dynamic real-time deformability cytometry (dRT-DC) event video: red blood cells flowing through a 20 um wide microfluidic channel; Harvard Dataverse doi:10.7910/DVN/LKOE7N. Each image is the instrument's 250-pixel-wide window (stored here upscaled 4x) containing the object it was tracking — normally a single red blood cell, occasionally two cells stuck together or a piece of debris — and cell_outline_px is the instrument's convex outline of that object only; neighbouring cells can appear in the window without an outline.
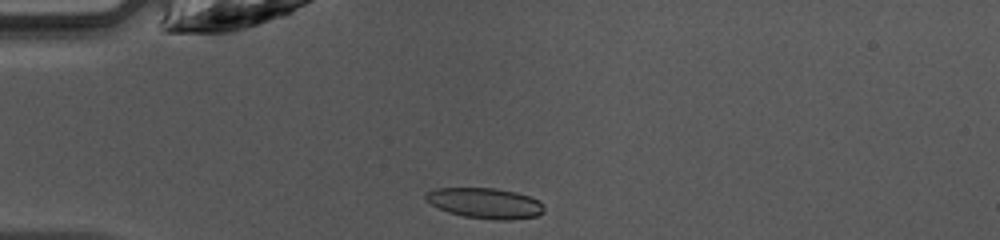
{"species": "common noctule bat (a hibernating species)", "species_latin": "Nyctalus noctula", "temperature_condition": "warm", "stored_images_in_passage": 36, "camera_frame_rate_fps": 3000, "um_per_image_px": 0.085, "animal": {"sex": "female", "body_mass_g": 10.0, "forearm_length_mm": 53.1}, "frame": {"image": 1, "passage_image": 1, "time_ms": 0.0, "image_size_px": [1000, 240], "cell_outline_px": [[544, 212], [536, 216], [512, 220], [492, 220], [464, 216], [448, 212], [424, 200], [424, 196], [432, 188], [496, 188], [516, 192], [540, 200], [544, 208]], "centroid_in_image_um": [41.24, 17.27], "position_along_channel_um": 43.8, "area_um2": 21.15}}
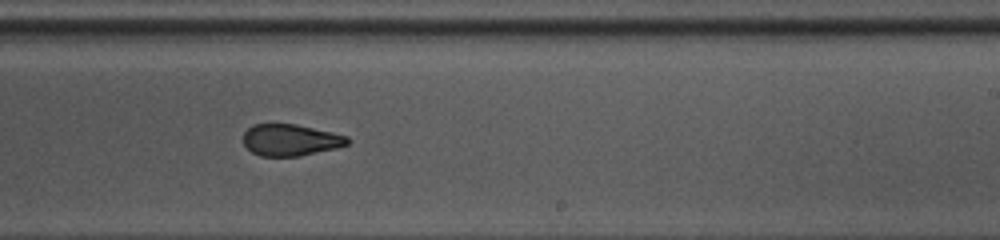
{"frame": {"image": 2, "passage_image": 18, "time_ms": 5.667, "image_size_px": [1000, 240], "cell_outline_px": [[352, 140], [348, 144], [336, 148], [300, 156], [260, 156], [252, 152], [244, 144], [244, 132], [252, 124], [296, 124], [332, 132], [348, 136]], "centroid_in_image_um": [24.71, 11.9], "position_along_channel_um": 264.3, "area_um2": 19.25}}
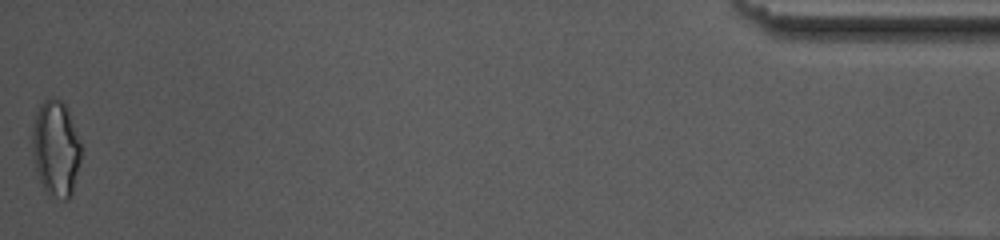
{"frame": {"image": 3, "passage_image": 36, "time_ms": 11.667, "image_size_px": [1000, 240], "cell_outline_px": [[80, 160], [72, 192], [68, 200], [64, 200], [48, 196], [40, 180], [32, 160], [32, 124], [36, 112], [40, 104], [44, 100], [52, 96], [60, 100], [64, 104], [68, 112], [80, 144]], "centroid_in_image_um": [4.7, 12.63], "position_along_channel_um": 430.5, "area_um2": 27.22}, "authors_computed_cell_mechanics": {"area_um2": 20.7213, "velocity_mm_per_s": 4.2436, "shape_relaxation_time_tau1_ms": null, "shape_relaxation_time_tau2_ms": 1.4485, "deformation_change_tau1": null, "deformation_change_tau2": 0.0801}}